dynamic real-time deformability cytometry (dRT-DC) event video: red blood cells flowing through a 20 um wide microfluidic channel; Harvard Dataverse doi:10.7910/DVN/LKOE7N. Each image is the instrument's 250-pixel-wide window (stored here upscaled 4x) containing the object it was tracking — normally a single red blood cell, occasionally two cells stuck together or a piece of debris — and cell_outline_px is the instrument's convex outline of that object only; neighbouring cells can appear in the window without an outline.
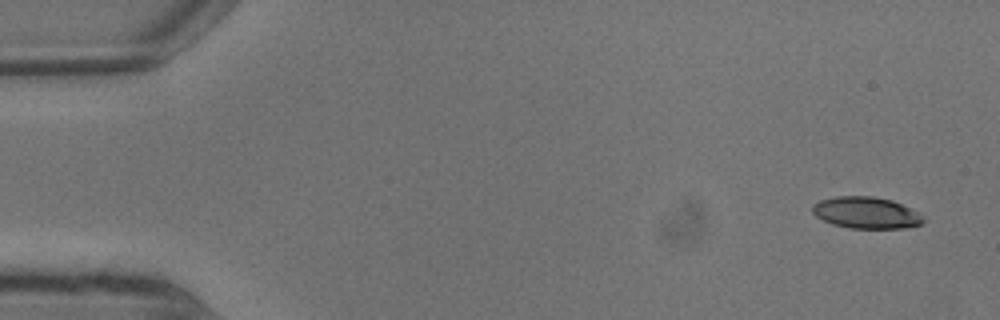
{"species": "common noctule bat (a hibernating species)", "species_latin": "Nyctalus noctula", "temperature_condition": "warm", "stored_images_in_passage": 8, "camera_frame_rate_fps": 3000, "um_per_image_px": 0.085, "animal": {"sex": "male", "body_mass_g": 13.3}, "frame": {"image": 1, "passage_image": 1, "time_ms": 0.0, "image_size_px": [1000, 320], "cell_outline_px": [[924, 220], [920, 224], [904, 228], [848, 228], [832, 224], [816, 216], [812, 212], [812, 204], [820, 200], [836, 196], [872, 196], [892, 200], [924, 216]], "centroid_in_image_um": [73.58, 18.08], "position_along_channel_um": 11.4, "area_um2": 20.29}}
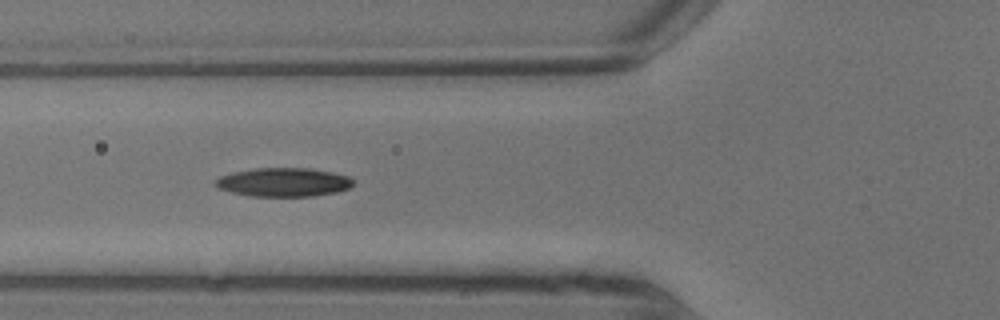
{"frame": {"image": 2, "passage_image": 7, "time_ms": 2.0, "image_size_px": [1000, 320], "cell_outline_px": [[352, 184], [348, 188], [336, 192], [312, 196], [248, 196], [216, 188], [212, 184], [220, 176], [232, 172], [256, 168], [308, 168], [332, 172], [348, 176], [352, 180]], "centroid_in_image_um": [24.04, 15.49], "position_along_channel_um": 101.8, "area_um2": 23.06}}
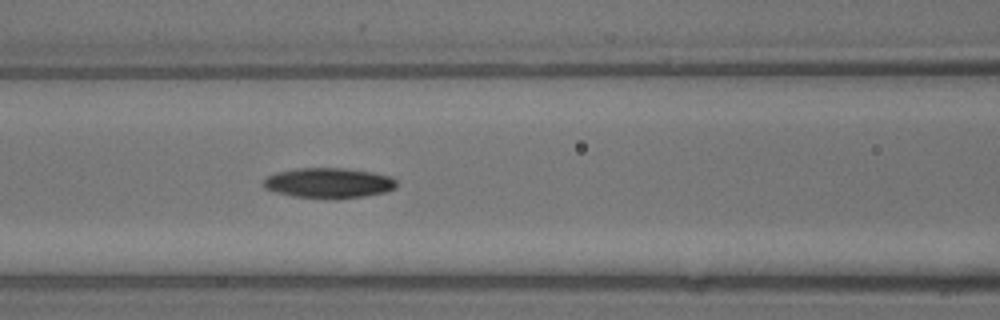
{"frame": {"image": 3, "passage_image": 8, "time_ms": 2.333, "image_size_px": [1000, 320], "cell_outline_px": [[396, 188], [384, 192], [364, 196], [292, 196], [276, 192], [264, 188], [264, 180], [268, 176], [276, 172], [296, 168], [348, 168], [372, 172], [392, 176], [396, 180]], "centroid_in_image_um": [27.95, 15.5], "position_along_channel_um": 138.6, "area_um2": 22.72}}